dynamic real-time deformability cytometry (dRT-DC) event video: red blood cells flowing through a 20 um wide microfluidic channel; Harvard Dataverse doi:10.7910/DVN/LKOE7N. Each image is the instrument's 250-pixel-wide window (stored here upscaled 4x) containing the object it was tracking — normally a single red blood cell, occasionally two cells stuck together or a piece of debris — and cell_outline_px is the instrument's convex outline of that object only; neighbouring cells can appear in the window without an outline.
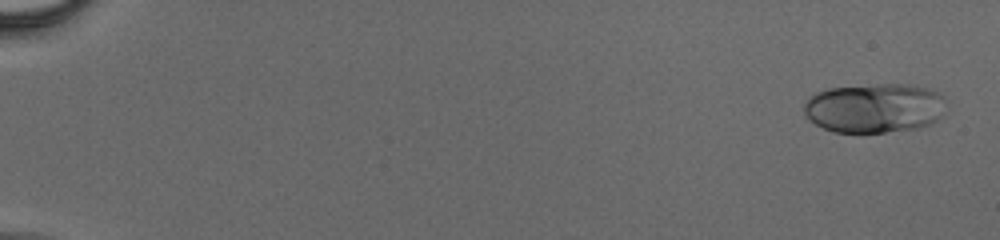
{"species": "human", "species_latin": "Homo sapiens", "temperature_condition": "cold", "stored_images_in_passage": 57, "camera_frame_rate_fps": 3000, "um_per_image_px": 0.085, "donor": {"sex": "male"}, "frame": {"image": 1, "passage_image": 3, "time_ms": 0.667, "image_size_px": [1000, 240], "cell_outline_px": [[944, 96], [940, 116], [936, 120], [928, 124], [916, 128], [884, 132], [832, 132], [816, 124], [804, 116], [804, 104], [808, 96], [816, 92], [828, 88], [880, 84], [912, 84], [928, 88], [940, 92]], "centroid_in_image_um": [74.28, 9.16], "position_along_channel_um": 10.7, "area_um2": 40.98}}
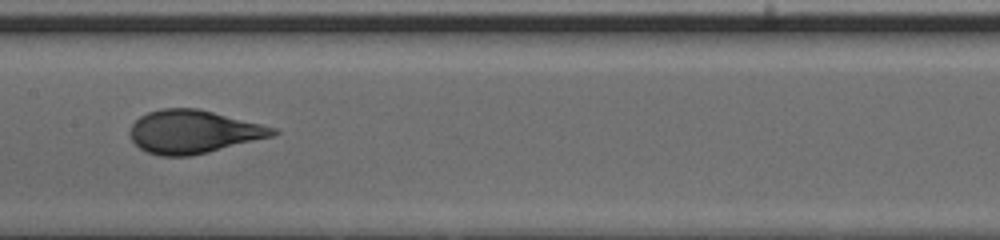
{"frame": {"image": 2, "passage_image": 32, "time_ms": 10.333, "image_size_px": [1000, 240], "cell_outline_px": [[280, 132], [272, 136], [208, 152], [188, 156], [160, 156], [148, 152], [140, 148], [132, 140], [128, 132], [132, 124], [140, 116], [148, 112], [160, 108], [196, 108], [276, 128]], "centroid_in_image_um": [16.39, 11.2], "position_along_channel_um": 191.0, "area_um2": 35.6}}
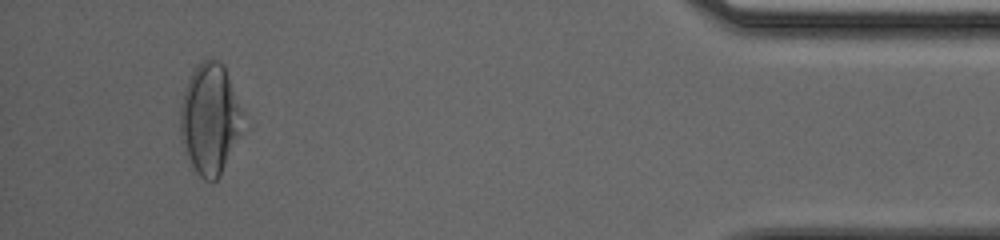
{"frame": {"image": 3, "passage_image": 54, "time_ms": 17.667, "image_size_px": [1000, 240], "cell_outline_px": [[248, 128], [220, 176], [216, 180], [204, 180], [192, 172], [184, 152], [180, 132], [180, 104], [188, 80], [196, 64], [212, 56], [224, 64], [244, 108]], "centroid_in_image_um": [17.92, 10.14], "position_along_channel_um": 417.3, "area_um2": 42.77}}